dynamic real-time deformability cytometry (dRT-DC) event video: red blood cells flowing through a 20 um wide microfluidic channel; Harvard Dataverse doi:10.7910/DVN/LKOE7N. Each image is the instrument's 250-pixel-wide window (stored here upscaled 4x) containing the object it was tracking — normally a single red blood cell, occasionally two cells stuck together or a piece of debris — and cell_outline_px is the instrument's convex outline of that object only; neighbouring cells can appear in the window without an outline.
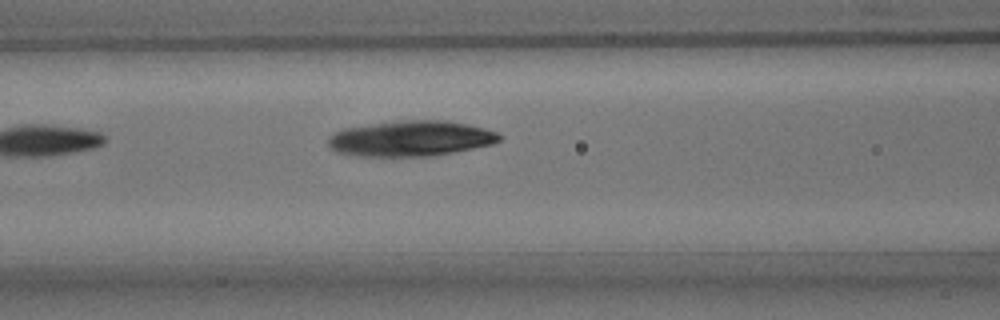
{"species": "common noctule bat (a hibernating species)", "species_latin": "Nyctalus noctula", "temperature_condition": "room temperature", "stored_images_in_passage": 3, "camera_frame_rate_fps": 3000, "um_per_image_px": 0.085, "animal": {"sex": "male", "body_mass_g": 15.6}, "frame": {"image": 1, "passage_image": 3, "time_ms": 2.333, "image_size_px": [1000, 320], "cell_outline_px": [[504, 136], [500, 140], [492, 144], [452, 152], [428, 156], [360, 156], [336, 152], [328, 144], [328, 136], [344, 128], [408, 120], [444, 120], [468, 124], [500, 132]], "centroid_in_image_um": [34.96, 11.77], "position_along_channel_um": 131.6, "area_um2": 35.14}}